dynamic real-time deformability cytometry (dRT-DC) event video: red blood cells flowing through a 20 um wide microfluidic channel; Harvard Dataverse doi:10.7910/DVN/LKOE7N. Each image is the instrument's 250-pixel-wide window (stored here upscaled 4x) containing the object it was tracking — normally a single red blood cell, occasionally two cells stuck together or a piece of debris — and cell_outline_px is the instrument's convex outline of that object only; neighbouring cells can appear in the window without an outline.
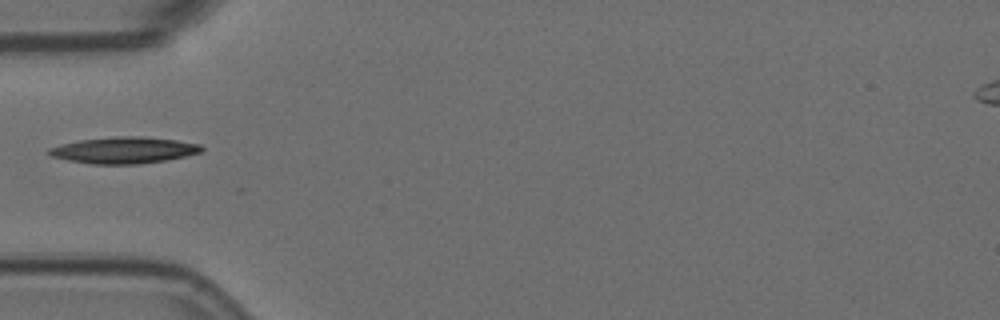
{"species": "Egyptian fruit bat (a non-hibernating species)", "species_latin": "Rousettus aegyptiacus", "temperature_condition": "room temperature", "stored_images_in_passage": 11, "camera_frame_rate_fps": 3000, "um_per_image_px": 0.085, "animal": {"sex": "female"}, "frame": {"image": 1, "passage_image": 5, "time_ms": 1.333, "image_size_px": [1000, 320], "cell_outline_px": [[204, 148], [200, 152], [184, 156], [164, 160], [136, 164], [92, 164], [68, 160], [48, 156], [48, 148], [80, 140], [116, 136], [140, 136], [176, 140], [200, 144]], "centroid_in_image_um": [10.51, 12.76], "position_along_channel_um": 74.5, "area_um2": 23.29}}
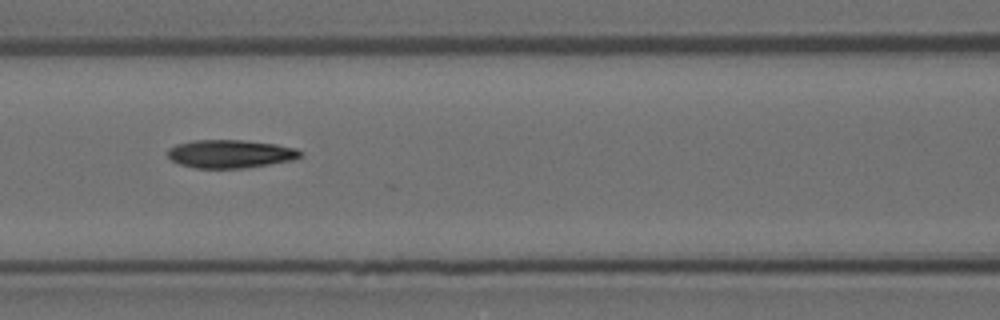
{"frame": {"image": 2, "passage_image": 7, "time_ms": 2.0, "image_size_px": [1000, 320], "cell_outline_px": [[304, 156], [292, 160], [244, 168], [196, 168], [180, 164], [172, 160], [168, 156], [168, 148], [176, 144], [192, 140], [244, 140], [276, 144], [296, 148]], "centroid_in_image_um": [19.57, 13.07], "position_along_channel_um": 147.0, "area_um2": 21.79}}
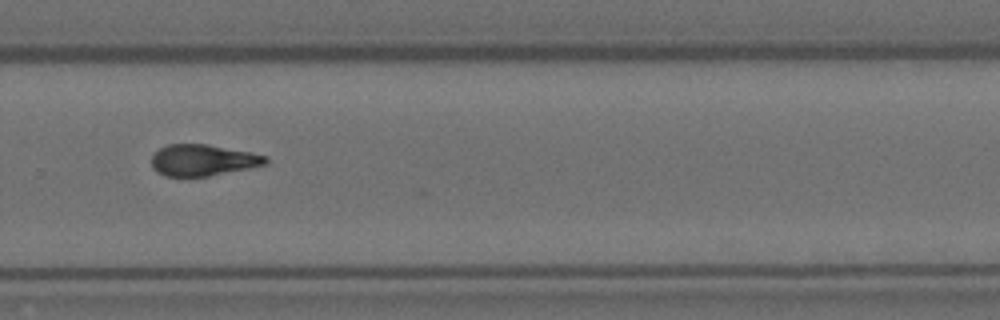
{"frame": {"image": 3, "passage_image": 11, "time_ms": 3.333, "image_size_px": [1000, 320], "cell_outline_px": [[268, 164], [208, 176], [164, 176], [156, 172], [152, 168], [152, 156], [160, 148], [168, 144], [208, 144], [268, 156]], "centroid_in_image_um": [17.23, 13.61], "position_along_channel_um": 312.6, "area_um2": 20.75}}